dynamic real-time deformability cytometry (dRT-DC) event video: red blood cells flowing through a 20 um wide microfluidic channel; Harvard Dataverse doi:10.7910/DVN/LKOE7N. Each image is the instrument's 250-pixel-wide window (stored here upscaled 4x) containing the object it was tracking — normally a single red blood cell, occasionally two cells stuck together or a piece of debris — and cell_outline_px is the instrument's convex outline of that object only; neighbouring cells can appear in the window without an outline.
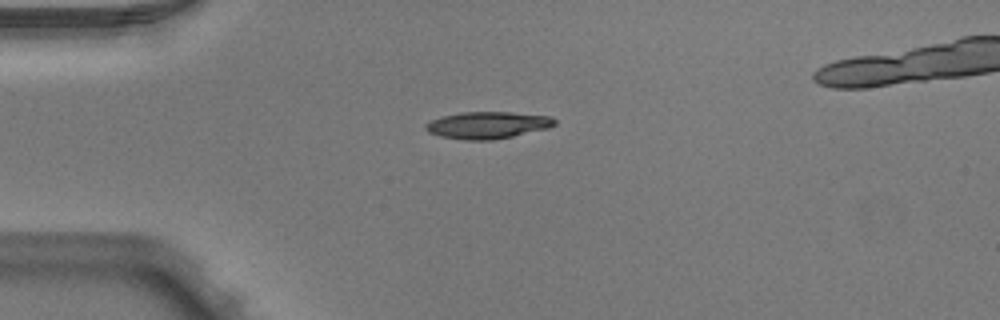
{"species": "Egyptian fruit bat (a non-hibernating species)", "species_latin": "Rousettus aegyptiacus", "temperature_condition": "warm", "stored_images_in_passage": 3, "camera_frame_rate_fps": 3000, "um_per_image_px": 0.085, "animal": {"sex": "male"}, "frame": {"image": 1, "passage_image": 2, "time_ms": 0.333, "image_size_px": [1000, 320], "cell_outline_px": [[556, 124], [548, 128], [512, 136], [492, 140], [464, 140], [440, 136], [428, 132], [424, 128], [424, 124], [440, 116], [460, 112], [512, 112], [552, 116], [556, 120]], "centroid_in_image_um": [41.43, 10.63], "position_along_channel_um": 43.6, "area_um2": 20.4}}